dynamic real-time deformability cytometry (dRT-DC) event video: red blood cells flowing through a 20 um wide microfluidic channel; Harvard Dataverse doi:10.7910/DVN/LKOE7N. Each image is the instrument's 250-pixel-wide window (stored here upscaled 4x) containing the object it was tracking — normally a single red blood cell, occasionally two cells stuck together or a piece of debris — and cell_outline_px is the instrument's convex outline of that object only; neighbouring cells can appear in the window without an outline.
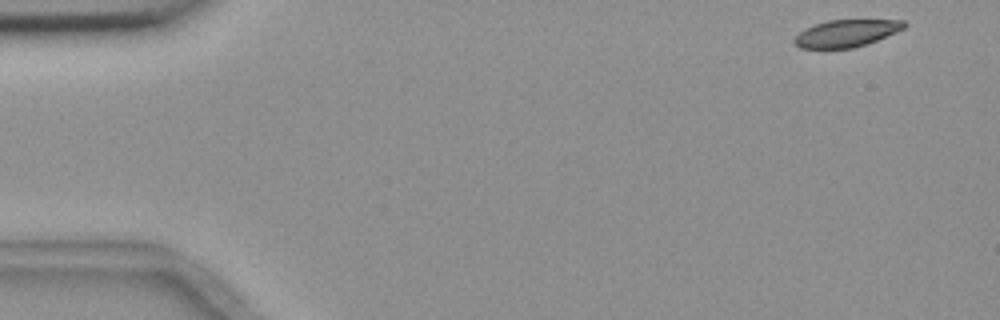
{"species": "common noctule bat (a hibernating species)", "species_latin": "Nyctalus noctula", "temperature_condition": "room temperature", "stored_images_in_passage": 4, "camera_frame_rate_fps": 3000, "um_per_image_px": 0.085, "animal": {"sex": "female", "body_mass_g": 18.4}, "frame": {"image": 1, "passage_image": 1, "time_ms": 0.0, "image_size_px": [1000, 320], "cell_outline_px": [[908, 24], [904, 28], [896, 32], [876, 40], [852, 48], [800, 48], [792, 44], [792, 40], [804, 28], [828, 20], [904, 20]], "centroid_in_image_um": [71.9, 2.82], "position_along_channel_um": 13.1, "area_um2": 17.28}}
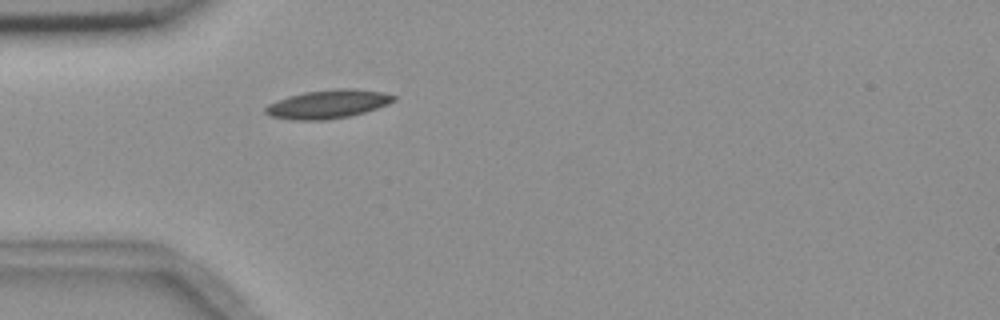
{"frame": {"image": 2, "passage_image": 4, "time_ms": 4.333, "image_size_px": [1000, 320], "cell_outline_px": [[396, 100], [388, 104], [364, 112], [348, 116], [324, 120], [296, 120], [272, 116], [264, 112], [264, 108], [268, 104], [276, 100], [288, 96], [304, 92], [336, 88], [352, 88], [384, 92], [396, 96]], "centroid_in_image_um": [27.87, 8.83], "position_along_channel_um": 57.1, "area_um2": 21.33}}